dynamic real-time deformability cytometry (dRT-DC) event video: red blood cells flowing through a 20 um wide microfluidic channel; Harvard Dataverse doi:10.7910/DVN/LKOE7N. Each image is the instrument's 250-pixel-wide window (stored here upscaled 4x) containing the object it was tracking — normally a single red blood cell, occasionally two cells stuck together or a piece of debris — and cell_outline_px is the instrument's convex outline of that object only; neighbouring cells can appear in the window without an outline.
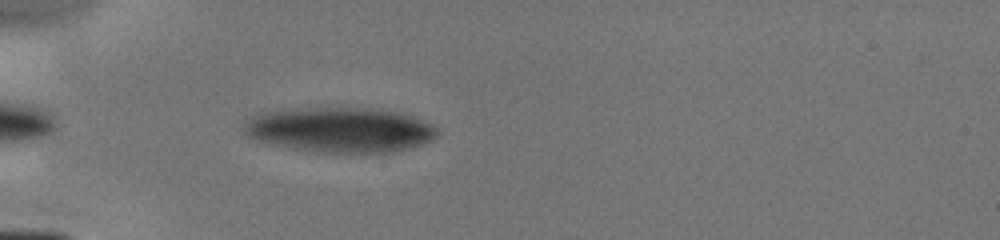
{"species": "human", "species_latin": "Homo sapiens", "temperature_condition": "cold", "stored_images_in_passage": 45, "camera_frame_rate_fps": 3000, "um_per_image_px": 0.085, "donor": {"sex": "male"}, "frame": {"image": 1, "passage_image": 3, "time_ms": 0.667, "image_size_px": [1000, 240], "cell_outline_px": [[440, 132], [432, 140], [396, 152], [320, 152], [292, 148], [268, 144], [256, 140], [248, 136], [244, 132], [244, 124], [252, 116], [260, 112], [296, 108], [364, 108], [396, 112], [424, 120], [432, 124]], "centroid_in_image_um": [28.88, 11.03], "position_along_channel_um": 56.1, "area_um2": 50.58}}
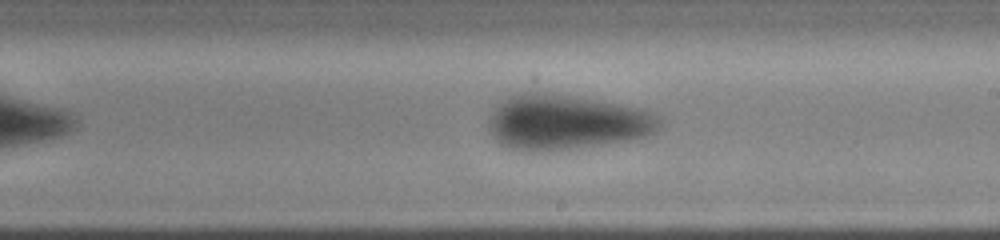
{"frame": {"image": 2, "passage_image": 20, "time_ms": 5.333, "image_size_px": [1000, 240], "cell_outline_px": [[660, 124], [656, 132], [644, 136], [628, 140], [600, 144], [536, 152], [532, 152], [512, 148], [500, 144], [496, 140], [488, 128], [488, 116], [492, 108], [496, 104], [508, 96], [532, 92], [544, 92], [640, 108], [656, 116], [660, 120]], "centroid_in_image_um": [48.03, 10.39], "position_along_channel_um": 241.0, "area_um2": 54.04}}
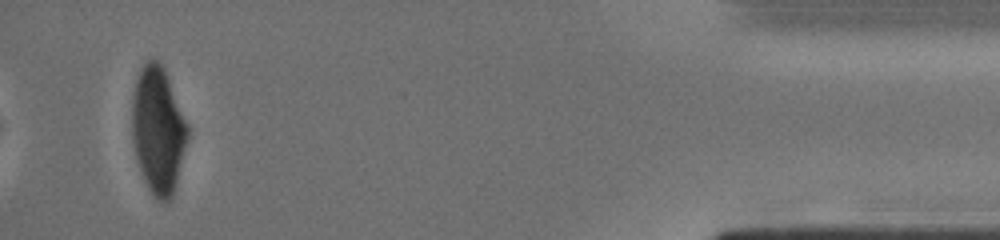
{"frame": {"image": 3, "passage_image": 42, "time_ms": 11.0, "image_size_px": [1000, 240], "cell_outline_px": [[188, 136], [172, 196], [168, 200], [156, 200], [152, 196], [144, 180], [136, 156], [132, 140], [132, 96], [136, 80], [140, 68], [152, 56], [164, 68], [188, 124]], "centroid_in_image_um": [13.42, 11.03], "position_along_channel_um": 421.8, "area_um2": 40.75}}